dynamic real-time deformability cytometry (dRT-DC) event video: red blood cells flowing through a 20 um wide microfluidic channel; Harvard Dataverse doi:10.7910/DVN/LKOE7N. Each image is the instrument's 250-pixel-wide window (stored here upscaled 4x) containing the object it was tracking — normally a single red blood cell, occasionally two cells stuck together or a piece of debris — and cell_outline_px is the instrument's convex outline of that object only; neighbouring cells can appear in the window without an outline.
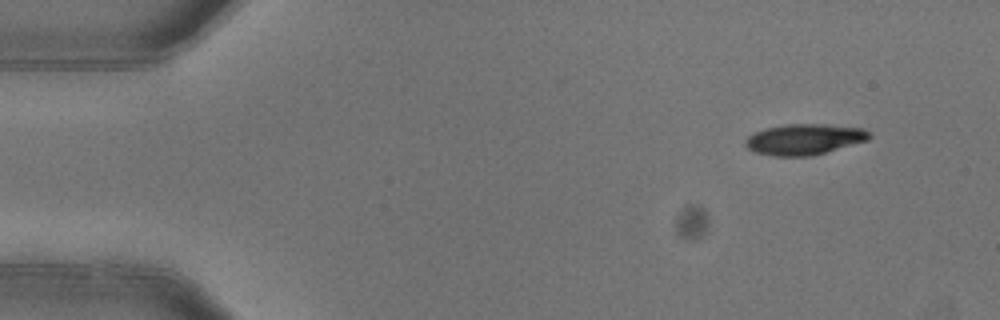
{"species": "common noctule bat (a hibernating species)", "species_latin": "Nyctalus noctula", "temperature_condition": "warm", "stored_images_in_passage": 4, "camera_frame_rate_fps": 3000, "um_per_image_px": 0.085, "animal": {"sex": "female"}, "frame": {"image": 1, "passage_image": 4, "time_ms": 1.0, "image_size_px": [1000, 320], "cell_outline_px": [[872, 136], [868, 140], [812, 156], [772, 156], [756, 152], [748, 148], [744, 144], [744, 140], [752, 132], [764, 128], [788, 124], [824, 124], [864, 128]], "centroid_in_image_um": [68.34, 11.84], "position_along_channel_um": 16.7, "area_um2": 22.37}}